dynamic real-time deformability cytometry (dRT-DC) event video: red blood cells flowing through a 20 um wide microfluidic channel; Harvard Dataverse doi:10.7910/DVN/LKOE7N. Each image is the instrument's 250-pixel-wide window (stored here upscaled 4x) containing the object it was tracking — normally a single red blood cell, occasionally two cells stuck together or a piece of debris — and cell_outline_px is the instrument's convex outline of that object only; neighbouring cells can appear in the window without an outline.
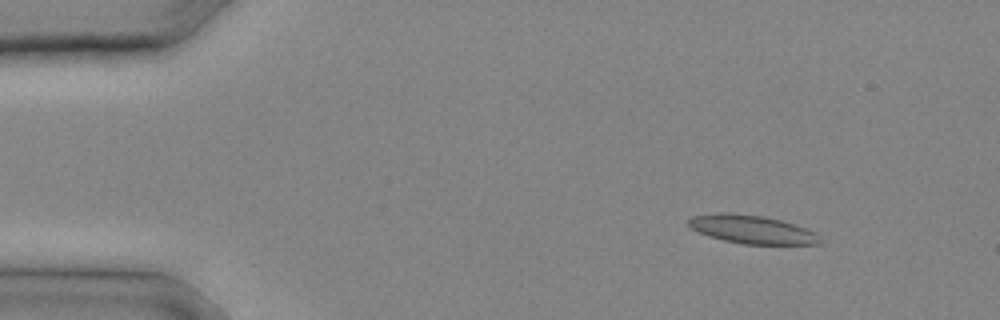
{"species": "common noctule bat (a hibernating species)", "species_latin": "Nyctalus noctula", "temperature_condition": "cold", "stored_images_in_passage": 7, "camera_frame_rate_fps": 3000, "um_per_image_px": 0.085, "animal": {"sex": "male", "body_mass_g": 20.4}, "frame": {"image": 1, "passage_image": 1, "time_ms": 0.0, "image_size_px": [1000, 320], "cell_outline_px": [[820, 244], [744, 244], [724, 240], [708, 236], [692, 228], [688, 224], [688, 220], [692, 216], [716, 212], [728, 212], [764, 216], [780, 220], [816, 232], [820, 236]], "centroid_in_image_um": [63.9, 19.49], "position_along_channel_um": 21.1, "area_um2": 21.62}}
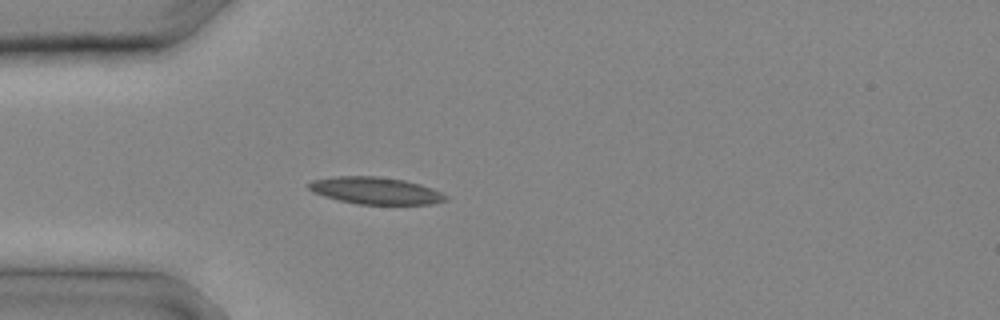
{"frame": {"image": 2, "passage_image": 5, "time_ms": 1.333, "image_size_px": [1000, 320], "cell_outline_px": [[448, 200], [432, 204], [360, 204], [340, 200], [324, 196], [312, 192], [308, 188], [308, 184], [312, 180], [336, 176], [376, 176], [404, 180], [420, 184], [432, 188], [448, 196]], "centroid_in_image_um": [31.93, 16.2], "position_along_channel_um": 53.1, "area_um2": 21.5}}